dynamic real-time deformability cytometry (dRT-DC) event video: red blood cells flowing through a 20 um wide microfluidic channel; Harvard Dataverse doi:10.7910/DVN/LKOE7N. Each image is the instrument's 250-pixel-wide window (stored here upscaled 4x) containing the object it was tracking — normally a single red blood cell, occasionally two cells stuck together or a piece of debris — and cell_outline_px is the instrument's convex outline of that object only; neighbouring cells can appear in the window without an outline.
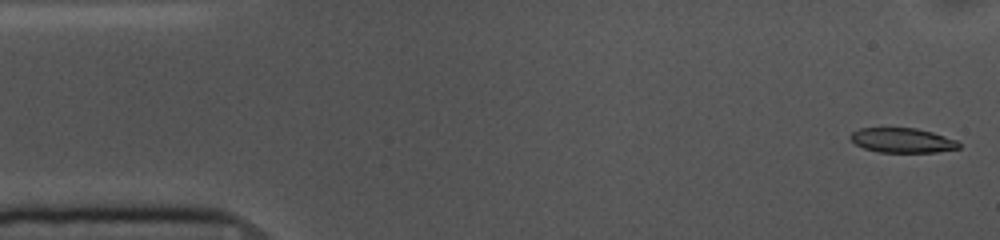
{"species": "common noctule bat (a hibernating species)", "species_latin": "Nyctalus noctula", "temperature_condition": "cold", "stored_images_in_passage": 53, "camera_frame_rate_fps": 3000, "um_per_image_px": 0.085, "animal": {"sex": "female", "body_mass_g": 10.0, "forearm_length_mm": 53.1}, "frame": {"image": 1, "passage_image": 1, "time_ms": 0.0, "image_size_px": [1000, 240], "cell_outline_px": [[960, 148], [936, 152], [880, 152], [864, 148], [856, 144], [848, 136], [852, 132], [860, 128], [916, 128], [932, 132], [956, 140], [960, 144]], "centroid_in_image_um": [76.69, 11.93], "position_along_channel_um": 8.3, "area_um2": 15.49}}
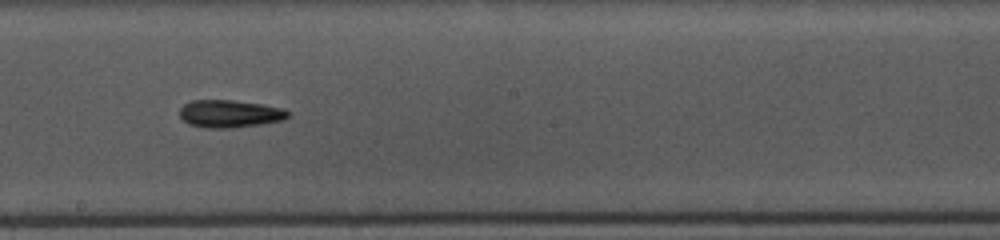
{"frame": {"image": 2, "passage_image": 28, "time_ms": 9.0, "image_size_px": [1000, 240], "cell_outline_px": [[292, 116], [284, 120], [264, 124], [232, 128], [204, 128], [188, 124], [180, 116], [180, 108], [184, 104], [192, 100], [232, 100], [264, 104], [284, 108], [292, 112]], "centroid_in_image_um": [19.61, 9.67], "position_along_channel_um": 228.6, "area_um2": 17.86}}
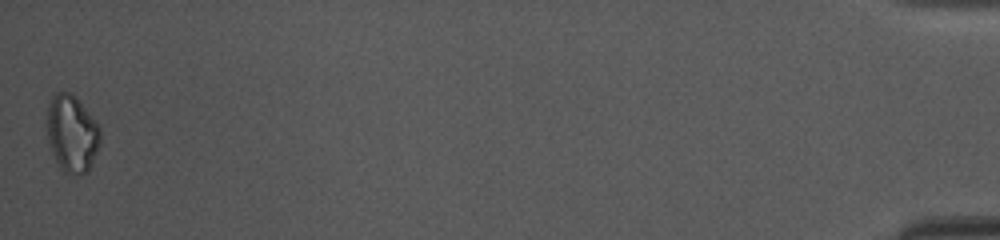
{"frame": {"image": 3, "passage_image": 53, "time_ms": 17.333, "image_size_px": [1000, 240], "cell_outline_px": [[100, 144], [88, 172], [76, 176], [64, 172], [60, 168], [52, 152], [48, 140], [44, 124], [48, 104], [52, 96], [56, 92], [72, 92], [76, 96], [100, 128]], "centroid_in_image_um": [6.08, 11.35], "position_along_channel_um": 429.1, "area_um2": 24.39}, "authors_computed_cell_mechanics": {"area_um2": 17.1666, "velocity_mm_per_s": 3.6307, "shape_relaxation_time_tau1_ms": 7.2632, "shape_relaxation_time_tau2_ms": null, "deformation_change_tau1": 0.1412, "deformation_change_tau2": null}}